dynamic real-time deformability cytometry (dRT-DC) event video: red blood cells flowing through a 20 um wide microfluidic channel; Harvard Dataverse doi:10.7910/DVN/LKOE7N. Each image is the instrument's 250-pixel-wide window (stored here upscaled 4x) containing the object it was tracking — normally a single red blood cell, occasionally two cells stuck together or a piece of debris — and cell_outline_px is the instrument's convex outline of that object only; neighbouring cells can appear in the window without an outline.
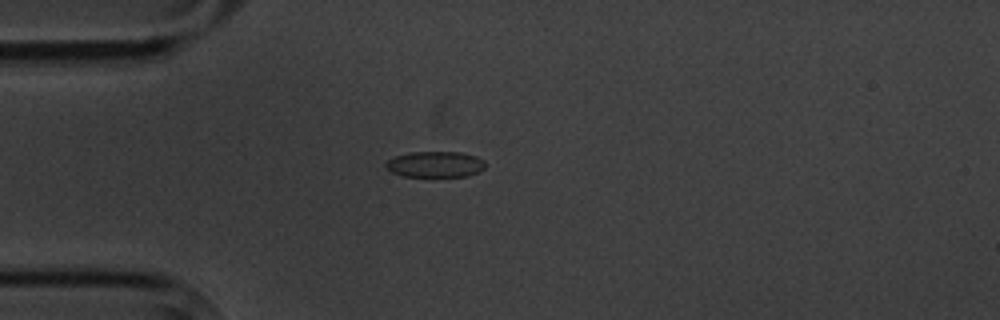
{"species": "common noctule bat (a hibernating species)", "species_latin": "Nyctalus noctula", "temperature_condition": "cold", "stored_images_in_passage": 1, "camera_frame_rate_fps": 3000, "um_per_image_px": 0.085, "animal": {"sex": "male", "body_mass_g": 20.1, "forearm_length_mm": 53.5}, "frame": {"image": 1, "passage_image": 1, "time_ms": 0.0, "image_size_px": [1000, 320], "cell_outline_px": [[484, 168], [480, 172], [468, 176], [404, 176], [392, 172], [384, 164], [388, 160], [396, 156], [408, 152], [460, 152], [476, 156], [484, 160]], "centroid_in_image_um": [37.02, 13.96], "position_along_channel_um": 48.0, "area_um2": 14.97}}